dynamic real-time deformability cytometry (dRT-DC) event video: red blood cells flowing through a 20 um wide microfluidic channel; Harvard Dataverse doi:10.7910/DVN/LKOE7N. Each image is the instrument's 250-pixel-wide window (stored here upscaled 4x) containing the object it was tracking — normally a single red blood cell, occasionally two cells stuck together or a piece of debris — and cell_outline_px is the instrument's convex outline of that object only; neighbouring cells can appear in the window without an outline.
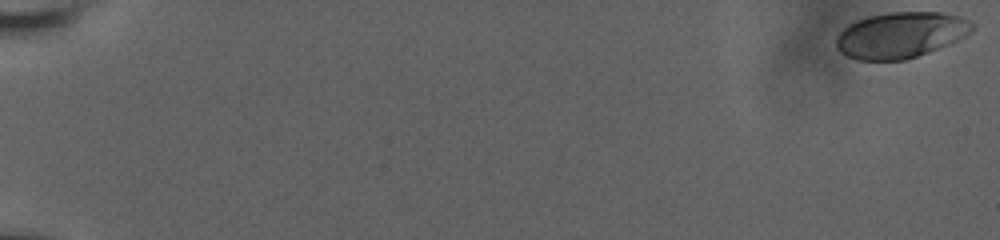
{"species": "human", "species_latin": "Homo sapiens", "temperature_condition": "room temperature", "stored_images_in_passage": 14, "camera_frame_rate_fps": 3000, "um_per_image_px": 0.085, "donor": {"sex": "male"}, "frame": {"image": 1, "passage_image": 1, "time_ms": 0.0, "image_size_px": [1000, 240], "cell_outline_px": [[972, 28], [964, 36], [948, 44], [928, 52], [904, 60], [856, 60], [840, 52], [836, 48], [836, 36], [844, 28], [868, 16], [888, 12], [940, 12], [960, 16], [968, 20], [972, 24]], "centroid_in_image_um": [76.52, 2.98], "position_along_channel_um": 8.5, "area_um2": 35.95}}